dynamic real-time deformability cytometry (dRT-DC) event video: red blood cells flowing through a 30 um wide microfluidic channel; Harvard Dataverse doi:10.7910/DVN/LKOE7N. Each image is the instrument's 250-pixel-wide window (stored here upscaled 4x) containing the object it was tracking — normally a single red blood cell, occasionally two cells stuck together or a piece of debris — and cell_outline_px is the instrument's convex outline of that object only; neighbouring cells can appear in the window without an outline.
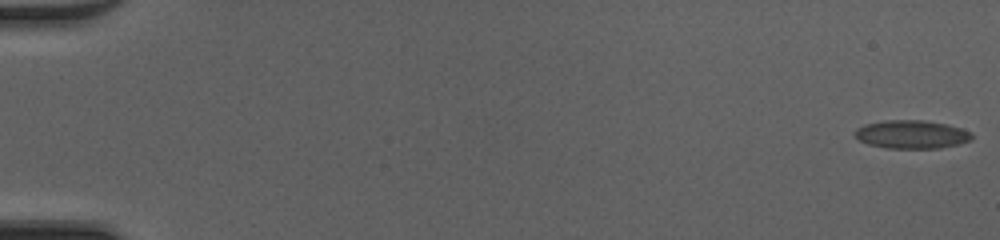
{"species": "common noctule bat (a hibernating species)", "species_latin": "Nyctalus noctula", "temperature_condition": "cold", "stored_images_in_passage": 53, "camera_frame_rate_fps": 3000, "um_per_image_px": 0.085, "animal": {"sex": "female", "body_mass_g": 20.0, "forearm_length_mm": 54.0}, "frame": {"image": 1, "passage_image": 1, "time_ms": 0.0, "image_size_px": [1000, 240], "cell_outline_px": [[972, 140], [960, 144], [940, 148], [888, 148], [868, 144], [860, 140], [856, 136], [856, 128], [864, 124], [884, 120], [920, 120], [944, 124], [960, 128], [968, 132], [972, 136]], "centroid_in_image_um": [77.47, 11.43], "position_along_channel_um": 7.5, "area_um2": 19.07}}
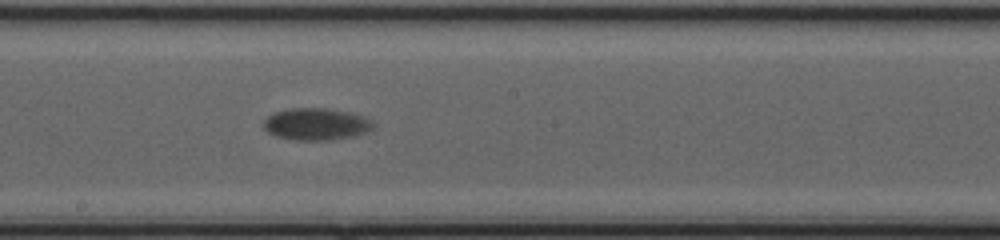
{"frame": {"image": 2, "passage_image": 31, "time_ms": 10.0, "image_size_px": [1000, 240], "cell_outline_px": [[376, 124], [372, 128], [364, 132], [352, 136], [328, 140], [296, 140], [276, 136], [268, 132], [264, 128], [264, 120], [272, 112], [292, 108], [328, 108], [348, 112], [364, 116], [372, 120]], "centroid_in_image_um": [26.87, 10.54], "position_along_channel_um": 221.3, "area_um2": 20.4}}
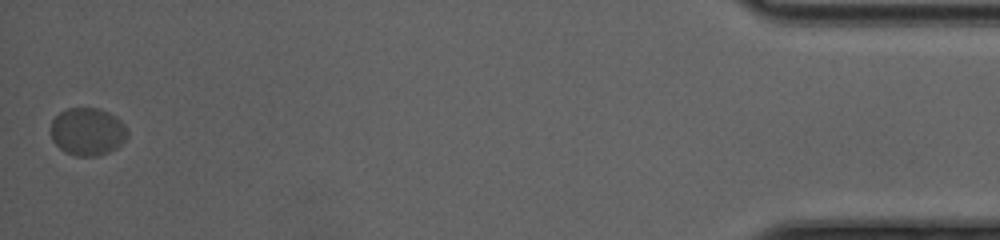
{"frame": {"image": 3, "passage_image": 53, "time_ms": 17.333, "image_size_px": [1000, 240], "cell_outline_px": [[128, 136], [116, 148], [108, 152], [92, 156], [76, 156], [64, 152], [52, 140], [52, 120], [60, 112], [68, 108], [100, 108], [116, 116], [124, 124], [128, 132]], "centroid_in_image_um": [7.45, 11.18], "position_along_channel_um": 427.8, "area_um2": 21.21}, "authors_computed_cell_mechanics": {"area_um2": 19.5942, "velocity_mm_per_s": 3.9981, "shape_relaxation_time_tau1_ms": 8.3925, "shape_relaxation_time_tau2_ms": null, "deformation_change_tau1": 0.1981, "deformation_change_tau2": null}}